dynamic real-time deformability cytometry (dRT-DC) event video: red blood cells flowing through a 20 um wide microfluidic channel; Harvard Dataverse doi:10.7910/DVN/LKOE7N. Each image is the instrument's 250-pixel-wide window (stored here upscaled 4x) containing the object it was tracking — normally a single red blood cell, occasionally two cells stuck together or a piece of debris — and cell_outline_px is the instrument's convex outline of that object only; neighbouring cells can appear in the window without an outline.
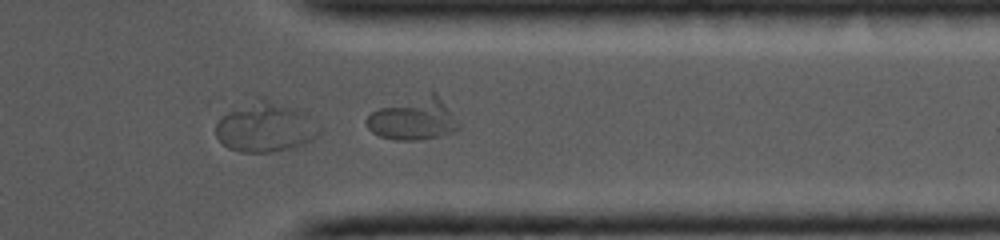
{"species": "common noctule bat (a hibernating species)", "species_latin": "Nyctalus noctula", "temperature_condition": "cold", "stored_images_in_passage": 18, "segment_of_instrument_passage": [2, 2], "camera_frame_rate_fps": 5000, "um_per_image_px": 0.085, "animal": {"sex": "female", "body_mass_g": 19.0, "forearm_length_mm": 56.7}, "frame": {"image": 1, "passage_image": 16, "time_ms": 3.0, "image_size_px": [1000, 240], "cell_outline_px": [[324, 128], [312, 140], [304, 144], [272, 152], [240, 152], [228, 148], [216, 136], [216, 124], [228, 112], [256, 96], [264, 96], [296, 108], [304, 112]], "centroid_in_image_um": [22.59, 10.77], "position_along_channel_um": 388.8, "area_um2": 30.4}}